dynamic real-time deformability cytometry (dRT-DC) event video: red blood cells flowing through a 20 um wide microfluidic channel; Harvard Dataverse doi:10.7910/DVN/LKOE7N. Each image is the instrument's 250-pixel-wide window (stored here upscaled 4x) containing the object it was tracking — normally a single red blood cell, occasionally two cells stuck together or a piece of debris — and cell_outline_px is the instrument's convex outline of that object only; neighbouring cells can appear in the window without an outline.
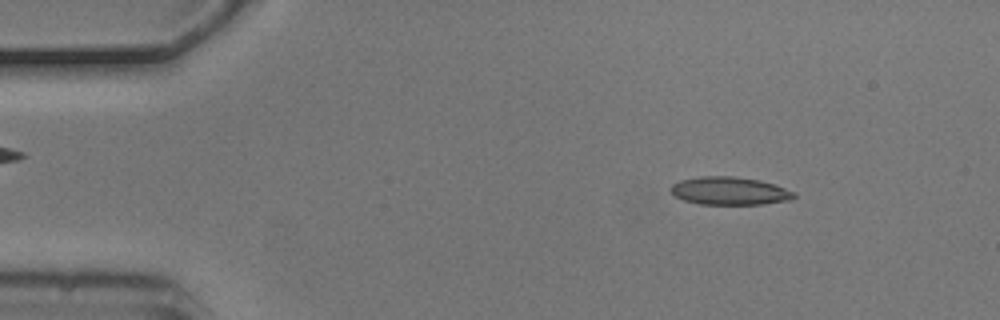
{"species": "common noctule bat (a hibernating species)", "species_latin": "Nyctalus noctula", "temperature_condition": "cold", "stored_images_in_passage": 6, "camera_frame_rate_fps": 3000, "um_per_image_px": 0.085, "animal": {"sex": "male", "body_mass_g": 20.5, "forearm_length_mm": 52.5}, "frame": {"image": 1, "passage_image": 2, "time_ms": 0.333, "image_size_px": [1000, 320], "cell_outline_px": [[796, 196], [792, 200], [764, 204], [700, 204], [684, 200], [676, 196], [668, 188], [672, 184], [680, 180], [700, 176], [732, 176], [760, 180], [776, 184], [796, 192]], "centroid_in_image_um": [62.06, 16.22], "position_along_channel_um": 22.9, "area_um2": 20.29}}
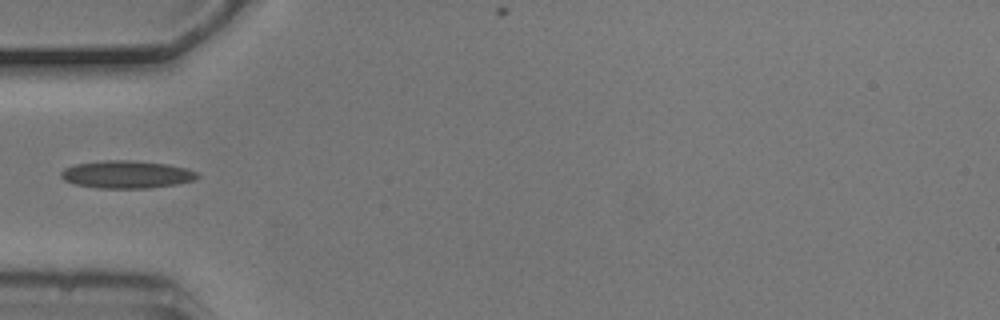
{"frame": {"image": 2, "passage_image": 5, "time_ms": 1.333, "image_size_px": [1000, 320], "cell_outline_px": [[200, 176], [196, 180], [176, 184], [148, 188], [100, 188], [76, 184], [64, 180], [60, 176], [60, 172], [64, 168], [72, 164], [104, 160], [128, 160], [168, 164], [188, 168], [196, 172]], "centroid_in_image_um": [10.77, 14.82], "position_along_channel_um": 74.2, "area_um2": 22.08}}